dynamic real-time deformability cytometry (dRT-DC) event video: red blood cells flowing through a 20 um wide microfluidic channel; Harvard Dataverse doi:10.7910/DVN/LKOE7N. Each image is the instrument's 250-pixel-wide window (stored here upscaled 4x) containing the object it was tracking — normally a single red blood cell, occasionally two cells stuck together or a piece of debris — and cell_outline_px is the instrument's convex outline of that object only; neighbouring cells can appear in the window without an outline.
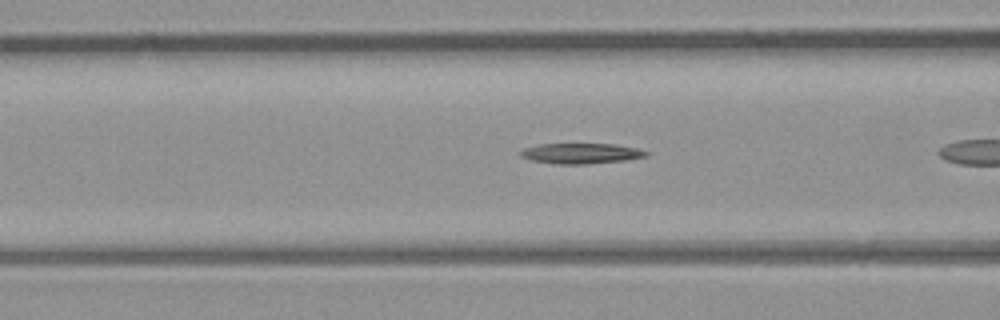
{"species": "common noctule bat (a hibernating species)", "species_latin": "Nyctalus noctula", "temperature_condition": "room temperature", "stored_images_in_passage": 15, "camera_frame_rate_fps": 3000, "um_per_image_px": 0.085, "animal": {"sex": "male", "body_mass_g": 23.1, "forearm_length_mm": 52.7}, "frame": {"image": 1, "passage_image": 5, "time_ms": 1.333, "image_size_px": [1000, 320], "cell_outline_px": [[648, 156], [624, 160], [584, 164], [556, 164], [532, 160], [520, 156], [520, 152], [524, 148], [540, 144], [616, 144], [636, 148], [648, 152]], "centroid_in_image_um": [49.38, 13.04], "position_along_channel_um": 117.2, "area_um2": 14.8}}